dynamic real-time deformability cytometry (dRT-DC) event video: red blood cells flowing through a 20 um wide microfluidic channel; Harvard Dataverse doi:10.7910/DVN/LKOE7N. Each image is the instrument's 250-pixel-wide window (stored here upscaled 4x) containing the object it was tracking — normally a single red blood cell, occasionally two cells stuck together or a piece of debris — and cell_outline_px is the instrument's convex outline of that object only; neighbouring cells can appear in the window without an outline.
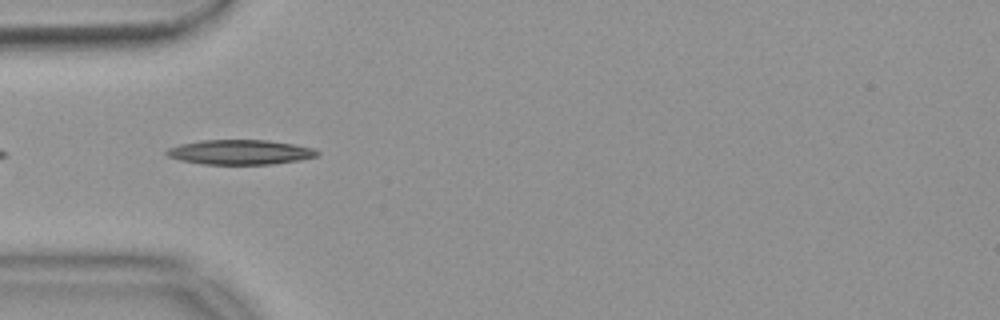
{"species": "common noctule bat (a hibernating species)", "species_latin": "Nyctalus noctula", "temperature_condition": "warm", "stored_images_in_passage": 6, "camera_frame_rate_fps": 3000, "um_per_image_px": 0.085, "animal": {"sex": "female", "body_mass_g": 18.4}, "frame": {"image": 1, "passage_image": 2, "time_ms": 0.333, "image_size_px": [1000, 320], "cell_outline_px": [[320, 156], [300, 160], [272, 164], [204, 164], [180, 160], [168, 156], [164, 152], [168, 148], [180, 144], [200, 140], [268, 140], [316, 148], [320, 152]], "centroid_in_image_um": [20.45, 12.93], "position_along_channel_um": 64.6, "area_um2": 21.85}}